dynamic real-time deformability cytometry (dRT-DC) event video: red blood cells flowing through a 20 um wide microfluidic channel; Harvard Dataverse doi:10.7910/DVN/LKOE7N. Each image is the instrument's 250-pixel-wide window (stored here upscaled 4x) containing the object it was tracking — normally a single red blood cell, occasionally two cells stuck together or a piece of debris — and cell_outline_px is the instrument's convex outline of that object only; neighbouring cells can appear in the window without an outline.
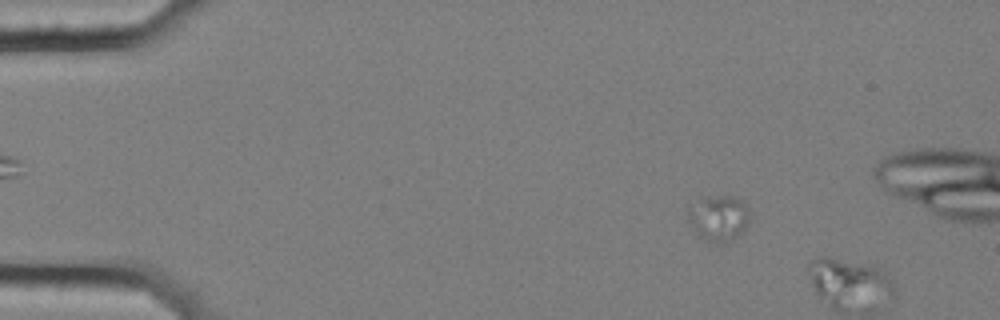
{"species": "common noctule bat (a hibernating species)", "species_latin": "Nyctalus noctula", "temperature_condition": "cold", "stored_images_in_passage": 13, "camera_frame_rate_fps": 3000, "um_per_image_px": 0.085, "animal": {"sex": "female", "body_mass_g": 25.1}, "frame": {"image": 1, "passage_image": 10, "time_ms": 3.0, "image_size_px": [1000, 320], "cell_outline_px": [[748, 224], [736, 236], [724, 240], [708, 240], [696, 236], [688, 220], [688, 212], [708, 196], [736, 196], [744, 204], [748, 212]], "centroid_in_image_um": [61.08, 18.52], "position_along_channel_um": 23.9, "area_um2": 15.43}}